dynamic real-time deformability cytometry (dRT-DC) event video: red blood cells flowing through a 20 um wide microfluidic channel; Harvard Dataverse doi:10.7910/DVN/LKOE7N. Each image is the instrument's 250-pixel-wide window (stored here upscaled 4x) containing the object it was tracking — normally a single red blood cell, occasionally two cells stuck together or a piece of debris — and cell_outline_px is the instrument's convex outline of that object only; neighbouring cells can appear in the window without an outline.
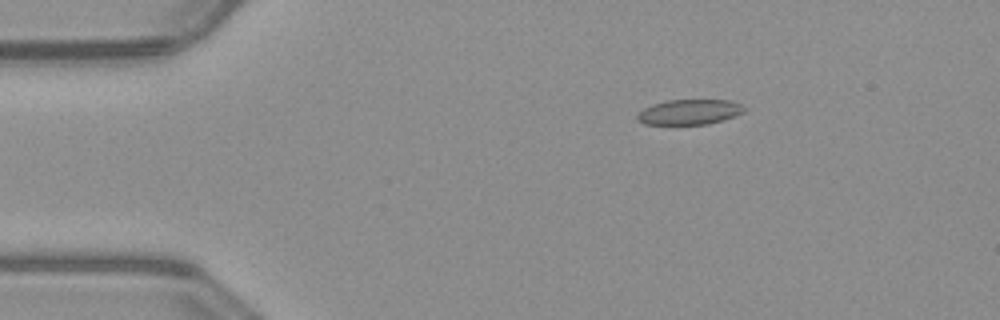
{"species": "common noctule bat (a hibernating species)", "species_latin": "Nyctalus noctula", "temperature_condition": "warm", "stored_images_in_passage": 52, "camera_frame_rate_fps": 3000, "um_per_image_px": 0.085, "animal": {"sex": "male", "body_mass_g": 23.1, "forearm_length_mm": 52.7}, "frame": {"image": 1, "passage_image": 9, "time_ms": 2.667, "image_size_px": [1000, 320], "cell_outline_px": [[748, 108], [744, 112], [736, 116], [708, 124], [644, 124], [636, 120], [636, 112], [652, 104], [668, 100], [732, 100]], "centroid_in_image_um": [58.6, 9.52], "position_along_channel_um": 26.4, "area_um2": 15.9}}
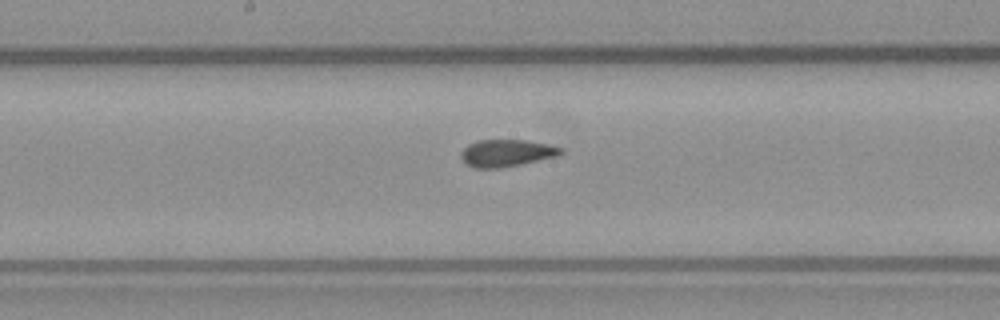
{"frame": {"image": 2, "passage_image": 27, "time_ms": 8.667, "image_size_px": [1000, 320], "cell_outline_px": [[564, 152], [560, 156], [520, 164], [496, 168], [472, 168], [460, 156], [460, 152], [468, 144], [476, 140], [528, 140], [548, 144], [564, 148]], "centroid_in_image_um": [43.09, 13.0], "position_along_channel_um": 205.1, "area_um2": 15.9}}
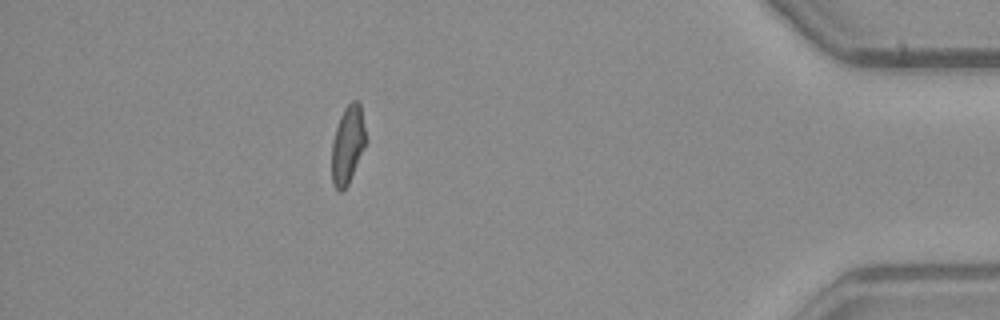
{"frame": {"image": 3, "passage_image": 46, "time_ms": 15.0, "image_size_px": [1000, 320], "cell_outline_px": [[368, 140], [348, 184], [340, 192], [332, 184], [332, 140], [340, 116], [344, 108], [352, 100], [356, 100], [360, 104]], "centroid_in_image_um": [29.57, 12.28], "position_along_channel_um": 405.6, "area_um2": 15.61}, "authors_computed_cell_mechanics": {"area_um2": 16.0684, "velocity_mm_per_s": 4.0199, "shape_relaxation_time_tau1_ms": null, "shape_relaxation_time_tau2_ms": 1.848, "deformation_change_tau1": null, "deformation_change_tau2": 0.0777}}